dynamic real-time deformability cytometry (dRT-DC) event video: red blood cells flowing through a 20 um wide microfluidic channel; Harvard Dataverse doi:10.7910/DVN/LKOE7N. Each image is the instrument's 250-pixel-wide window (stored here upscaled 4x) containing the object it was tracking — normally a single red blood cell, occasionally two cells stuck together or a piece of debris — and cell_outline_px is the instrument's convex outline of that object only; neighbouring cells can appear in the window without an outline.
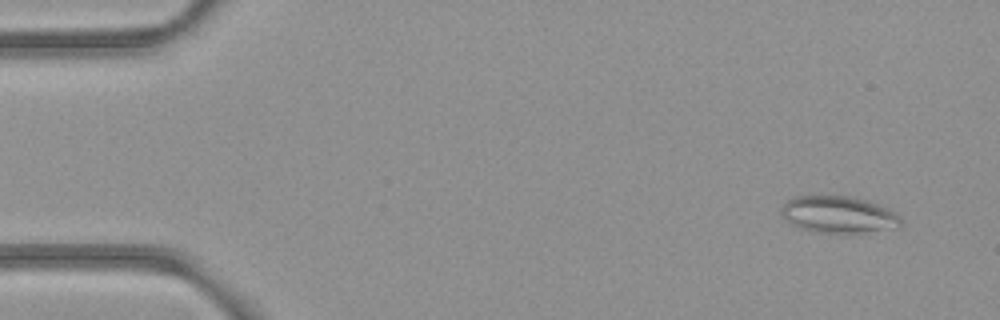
{"species": "common noctule bat (a hibernating species)", "species_latin": "Nyctalus noctula", "temperature_condition": "room temperature", "stored_images_in_passage": 51, "camera_frame_rate_fps": 3000, "um_per_image_px": 0.085, "animal": {"sex": "female", "body_mass_g": 21.9}, "frame": {"image": 1, "passage_image": 2, "time_ms": 0.333, "image_size_px": [1000, 320], "cell_outline_px": [[900, 228], [860, 232], [820, 232], [800, 228], [792, 224], [780, 212], [780, 208], [788, 200], [796, 196], [852, 196], [868, 200], [900, 216]], "centroid_in_image_um": [71.26, 18.23], "position_along_channel_um": 13.7, "area_um2": 25.2}}
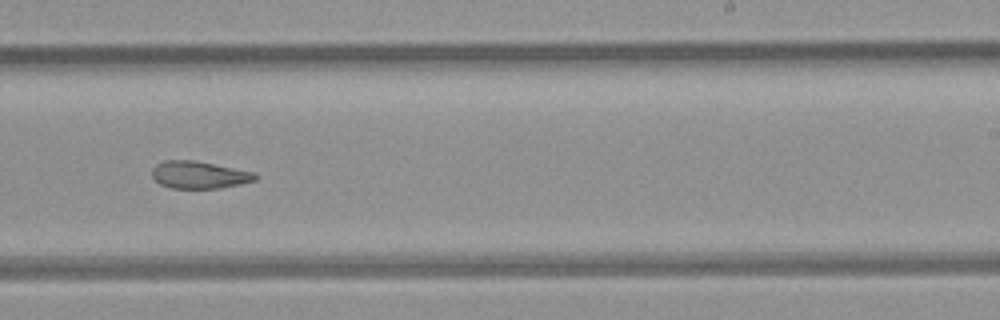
{"frame": {"image": 2, "passage_image": 31, "time_ms": 10.0, "image_size_px": [1000, 320], "cell_outline_px": [[260, 176], [256, 180], [240, 184], [220, 188], [168, 188], [160, 184], [152, 176], [152, 168], [156, 164], [164, 160], [192, 160], [256, 172]], "centroid_in_image_um": [16.94, 14.86], "position_along_channel_um": 272.1, "area_um2": 16.53}}
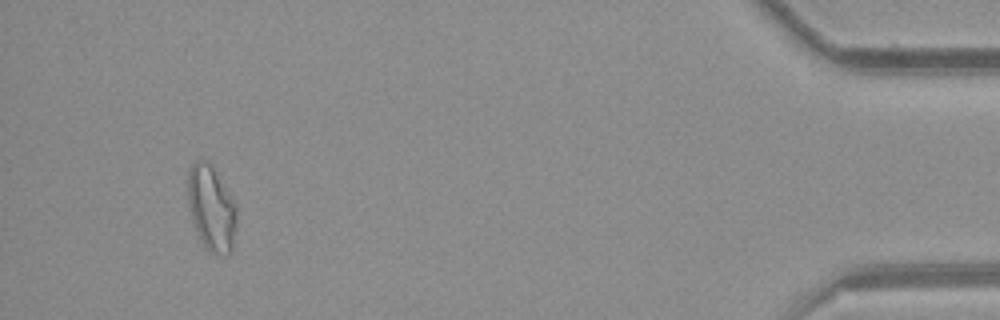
{"frame": {"image": 3, "passage_image": 48, "time_ms": 15.667, "image_size_px": [1000, 320], "cell_outline_px": [[236, 224], [232, 252], [228, 256], [208, 252], [200, 240], [192, 220], [188, 204], [188, 172], [192, 164], [196, 160], [204, 160], [212, 168], [228, 192], [236, 208]], "centroid_in_image_um": [17.96, 17.78], "position_along_channel_um": 417.2, "area_um2": 23.93}, "authors_computed_cell_mechanics": {"area_um2": 20.1722, "velocity_mm_per_s": 3.9292, "shape_relaxation_time_tau1_ms": null, "shape_relaxation_time_tau2_ms": 6.7574, "deformation_change_tau1": null, "deformation_change_tau2": 0.147}}